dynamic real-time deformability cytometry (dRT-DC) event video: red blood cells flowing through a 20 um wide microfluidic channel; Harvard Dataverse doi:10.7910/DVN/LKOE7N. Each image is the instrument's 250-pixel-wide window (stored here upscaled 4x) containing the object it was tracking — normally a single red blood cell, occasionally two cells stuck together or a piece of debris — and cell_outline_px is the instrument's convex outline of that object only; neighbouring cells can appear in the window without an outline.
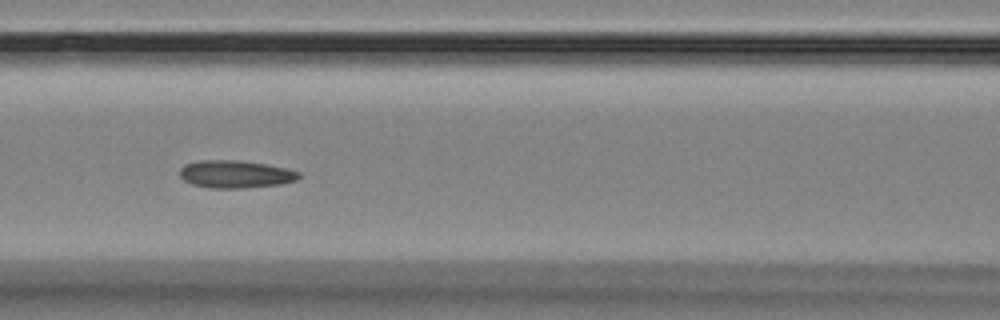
{"species": "Egyptian fruit bat (a non-hibernating species)", "species_latin": "Rousettus aegyptiacus", "temperature_condition": "room temperature", "stored_images_in_passage": 6, "camera_frame_rate_fps": 3000, "um_per_image_px": 0.085, "animal": {"sex": "female"}, "frame": {"image": 1, "passage_image": 5, "time_ms": 5.667, "image_size_px": [1000, 320], "cell_outline_px": [[300, 176], [296, 180], [280, 184], [244, 188], [212, 188], [192, 184], [184, 180], [180, 176], [180, 168], [184, 164], [200, 160], [240, 160], [288, 168], [300, 172]], "centroid_in_image_um": [20.01, 14.8], "position_along_channel_um": 146.6, "area_um2": 19.19}}
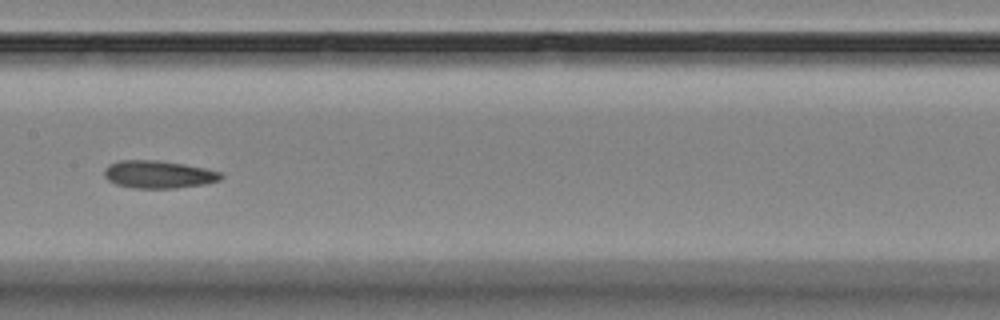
{"frame": {"image": 2, "passage_image": 6, "time_ms": 7.0, "image_size_px": [1000, 320], "cell_outline_px": [[224, 176], [220, 180], [204, 184], [176, 188], [132, 188], [116, 184], [108, 180], [104, 176], [104, 168], [108, 164], [120, 160], [156, 160], [184, 164], [204, 168], [220, 172]], "centroid_in_image_um": [13.44, 14.82], "position_along_channel_um": 194.0, "area_um2": 18.84}}